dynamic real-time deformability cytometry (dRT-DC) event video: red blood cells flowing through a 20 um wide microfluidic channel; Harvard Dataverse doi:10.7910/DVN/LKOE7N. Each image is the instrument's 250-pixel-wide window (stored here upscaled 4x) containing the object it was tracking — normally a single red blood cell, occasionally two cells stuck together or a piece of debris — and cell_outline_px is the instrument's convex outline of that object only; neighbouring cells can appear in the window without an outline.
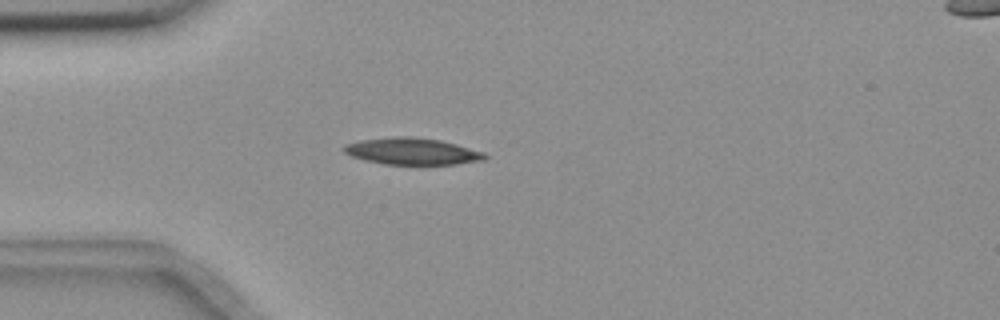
{"species": "common noctule bat (a hibernating species)", "species_latin": "Nyctalus noctula", "temperature_condition": "room temperature", "stored_images_in_passage": 6, "camera_frame_rate_fps": 3000, "um_per_image_px": 0.085, "animal": {"sex": "female", "body_mass_g": 18.4}, "frame": {"image": 1, "passage_image": 5, "time_ms": 1.333, "image_size_px": [1000, 320], "cell_outline_px": [[488, 156], [484, 160], [456, 164], [384, 164], [364, 160], [352, 156], [344, 152], [340, 148], [344, 144], [360, 140], [396, 136], [412, 136], [440, 140], [456, 144], [484, 152]], "centroid_in_image_um": [35.0, 12.85], "position_along_channel_um": 50.0, "area_um2": 22.02}}